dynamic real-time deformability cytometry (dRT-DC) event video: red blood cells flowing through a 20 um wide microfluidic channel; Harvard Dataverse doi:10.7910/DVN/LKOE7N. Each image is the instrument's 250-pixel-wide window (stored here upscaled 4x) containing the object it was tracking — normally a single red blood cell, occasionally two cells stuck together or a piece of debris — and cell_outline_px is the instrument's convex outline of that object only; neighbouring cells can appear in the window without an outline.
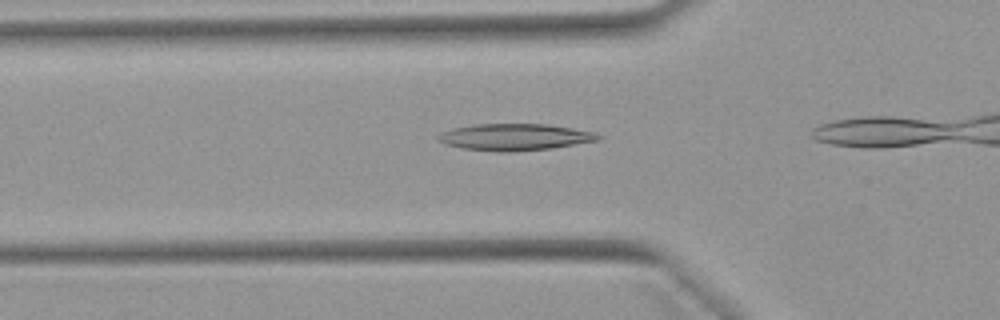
{"species": "Egyptian fruit bat (a non-hibernating species)", "species_latin": "Rousettus aegyptiacus", "temperature_condition": "warm", "stored_images_in_passage": 27, "camera_frame_rate_fps": 3000, "um_per_image_px": 0.085, "animal": {"sex": "female"}, "frame": {"image": 1, "passage_image": 4, "time_ms": 1.0, "image_size_px": [1000, 320], "cell_outline_px": [[604, 136], [600, 140], [552, 148], [508, 152], [496, 152], [464, 148], [444, 144], [436, 136], [444, 132], [456, 128], [472, 124], [548, 124], [596, 132]], "centroid_in_image_um": [43.83, 11.65], "position_along_channel_um": 82.0, "area_um2": 24.85}}
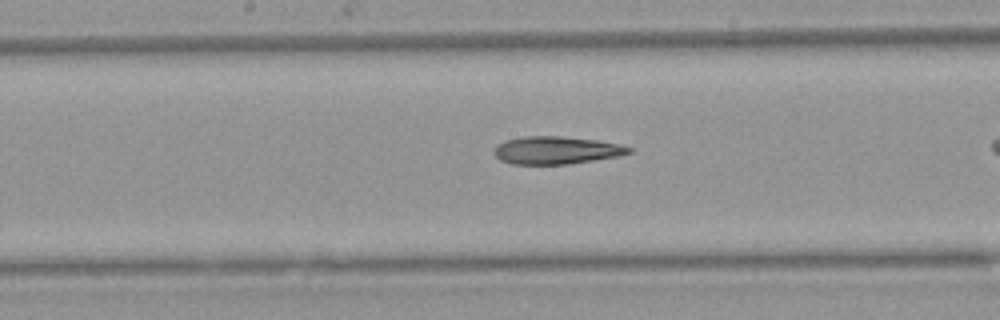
{"frame": {"image": 2, "passage_image": 13, "time_ms": 4.0, "image_size_px": [1000, 320], "cell_outline_px": [[632, 152], [616, 156], [568, 164], [512, 164], [500, 160], [492, 152], [492, 148], [496, 144], [504, 140], [524, 136], [560, 136], [596, 140], [620, 144], [632, 148]], "centroid_in_image_um": [47.21, 12.76], "position_along_channel_um": 201.0, "area_um2": 21.79}}
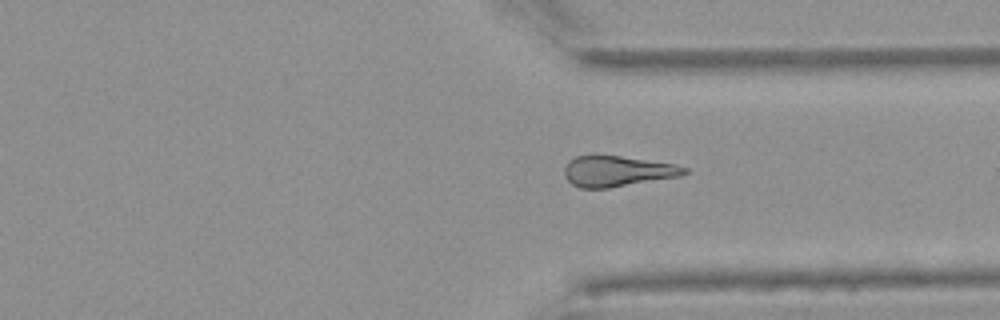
{"frame": {"image": 3, "passage_image": 25, "time_ms": 8.0, "image_size_px": [1000, 320], "cell_outline_px": [[688, 172], [680, 176], [608, 188], [580, 188], [572, 184], [564, 176], [564, 168], [568, 160], [576, 156], [596, 152], [676, 164], [688, 168]], "centroid_in_image_um": [52.42, 14.51], "position_along_channel_um": 359.0, "area_um2": 22.08}}